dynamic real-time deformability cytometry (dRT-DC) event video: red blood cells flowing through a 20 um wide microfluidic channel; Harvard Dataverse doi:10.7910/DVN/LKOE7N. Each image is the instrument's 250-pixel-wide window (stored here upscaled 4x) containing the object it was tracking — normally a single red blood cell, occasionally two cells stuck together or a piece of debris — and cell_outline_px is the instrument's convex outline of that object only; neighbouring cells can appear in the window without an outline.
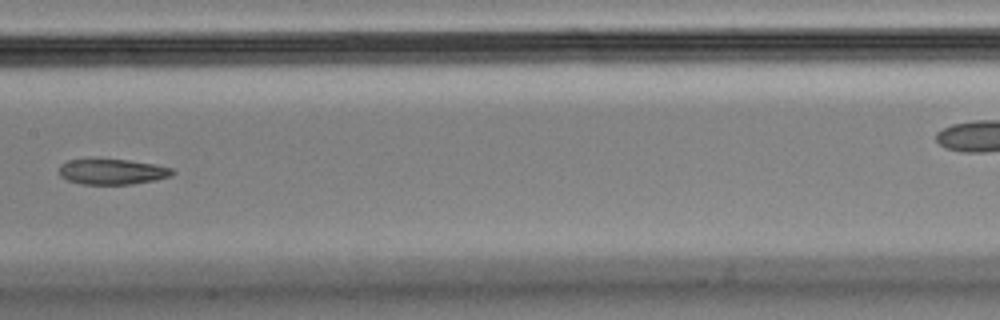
{"species": "Egyptian fruit bat (a non-hibernating species)", "species_latin": "Rousettus aegyptiacus", "temperature_condition": "cold", "stored_images_in_passage": 9, "segment_of_instrument_passage": [1, 2], "camera_frame_rate_fps": 3000, "um_per_image_px": 0.085, "animal": {"sex": "male"}, "frame": {"image": 1, "passage_image": 7, "time_ms": 2.0, "image_size_px": [1000, 320], "cell_outline_px": [[176, 172], [172, 176], [156, 180], [132, 184], [80, 184], [68, 180], [60, 176], [60, 164], [68, 160], [128, 160], [156, 164], [172, 168]], "centroid_in_image_um": [9.59, 14.6], "position_along_channel_um": 197.8, "area_um2": 16.76}}
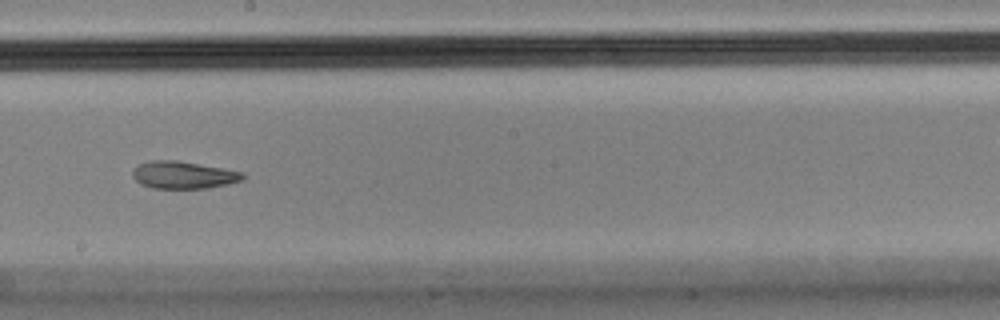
{"frame": {"image": 2, "passage_image": 8, "time_ms": 2.333, "image_size_px": [1000, 320], "cell_outline_px": [[244, 176], [240, 180], [228, 184], [208, 188], [152, 188], [140, 184], [132, 176], [132, 172], [140, 164], [152, 160], [176, 160], [224, 168], [244, 172]], "centroid_in_image_um": [15.59, 14.87], "position_along_channel_um": 232.6, "area_um2": 17.46}}